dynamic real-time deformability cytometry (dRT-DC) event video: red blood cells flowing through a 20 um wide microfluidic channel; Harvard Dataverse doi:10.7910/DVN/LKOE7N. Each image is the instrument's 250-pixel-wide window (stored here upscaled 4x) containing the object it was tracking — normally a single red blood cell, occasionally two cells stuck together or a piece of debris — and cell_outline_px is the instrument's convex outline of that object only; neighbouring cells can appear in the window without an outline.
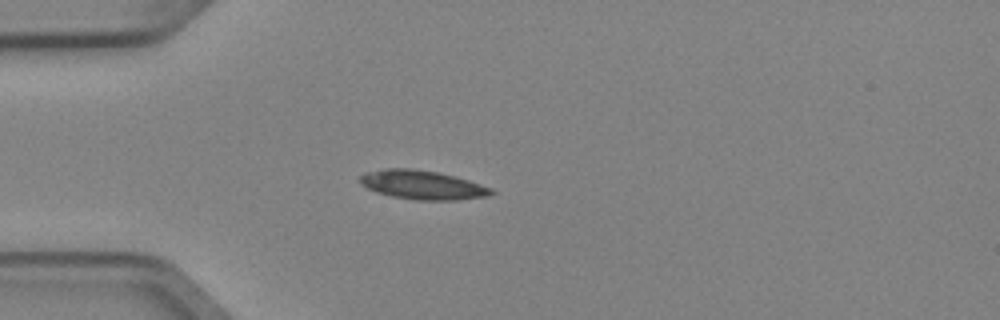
{"species": "Egyptian fruit bat (a non-hibernating species)", "species_latin": "Rousettus aegyptiacus", "temperature_condition": "cold", "stored_images_in_passage": 5, "camera_frame_rate_fps": 3000, "um_per_image_px": 0.085, "animal": {"sex": "female"}, "frame": {"image": 1, "passage_image": 4, "time_ms": 1.0, "image_size_px": [1000, 320], "cell_outline_px": [[496, 192], [488, 196], [456, 200], [416, 200], [392, 196], [376, 192], [360, 184], [360, 176], [364, 172], [388, 168], [412, 168], [436, 172], [468, 180], [492, 188]], "centroid_in_image_um": [35.89, 15.72], "position_along_channel_um": 49.1, "area_um2": 22.08}}